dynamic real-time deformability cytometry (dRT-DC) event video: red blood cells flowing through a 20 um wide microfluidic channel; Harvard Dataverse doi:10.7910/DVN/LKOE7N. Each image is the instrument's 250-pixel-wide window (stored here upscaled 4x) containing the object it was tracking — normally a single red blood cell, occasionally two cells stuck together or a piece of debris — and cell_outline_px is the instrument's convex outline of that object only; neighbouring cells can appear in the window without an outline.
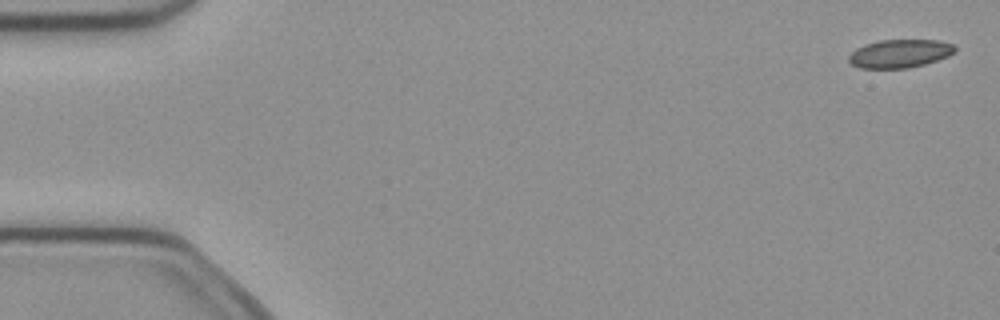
{"species": "common noctule bat (a hibernating species)", "species_latin": "Nyctalus noctula", "temperature_condition": "cold", "stored_images_in_passage": 6, "camera_frame_rate_fps": 3000, "um_per_image_px": 0.085, "animal": {"sex": "female", "body_mass_g": 21.9}, "frame": {"image": 1, "passage_image": 1, "time_ms": 0.0, "image_size_px": [1000, 320], "cell_outline_px": [[956, 52], [948, 56], [924, 64], [908, 68], [860, 68], [852, 64], [848, 60], [848, 56], [856, 48], [864, 44], [880, 40], [940, 40], [952, 44], [956, 48]], "centroid_in_image_um": [76.48, 4.55], "position_along_channel_um": 8.5, "area_um2": 17.51}}